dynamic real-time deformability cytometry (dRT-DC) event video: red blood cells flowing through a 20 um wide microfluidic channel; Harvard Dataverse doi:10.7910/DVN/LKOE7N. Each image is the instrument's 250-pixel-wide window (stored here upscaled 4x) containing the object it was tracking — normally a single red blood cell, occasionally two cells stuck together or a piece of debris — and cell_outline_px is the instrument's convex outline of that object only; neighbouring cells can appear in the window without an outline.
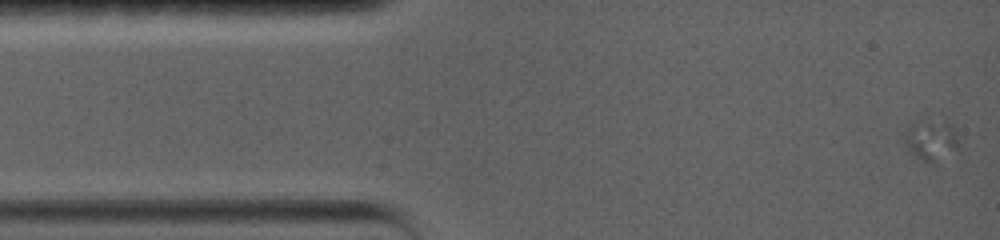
{"species": "common noctule bat (a hibernating species)", "species_latin": "Nyctalus noctula", "temperature_condition": "warm", "stored_images_in_passage": 31, "camera_frame_rate_fps": 5000, "um_per_image_px": 0.085, "animal": {"sex": "female", "body_mass_g": 19.0, "forearm_length_mm": 56.7}, "frame": {"image": 1, "passage_image": 1, "time_ms": 0.0, "image_size_px": [1000, 240], "cell_outline_px": [[960, 148], [932, 164], [928, 164], [916, 160], [904, 144], [904, 128], [912, 120], [928, 116], [948, 124], [956, 132], [960, 144]], "centroid_in_image_um": [79.07, 11.87], "position_along_channel_um": 5.9, "area_um2": 13.99}}
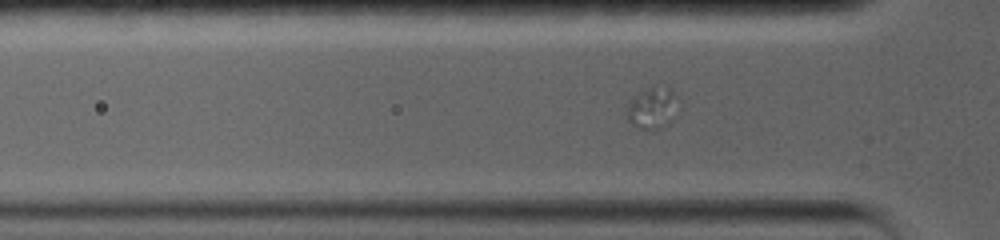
{"frame": {"image": 2, "passage_image": 14, "time_ms": 4.8, "image_size_px": [1000, 240], "cell_outline_px": [[680, 108], [676, 116], [668, 124], [652, 132], [632, 124], [628, 120], [628, 108], [632, 96], [636, 92], [652, 88], [668, 88], [676, 96]], "centroid_in_image_um": [55.5, 9.22], "position_along_channel_um": 70.3, "area_um2": 12.48}}